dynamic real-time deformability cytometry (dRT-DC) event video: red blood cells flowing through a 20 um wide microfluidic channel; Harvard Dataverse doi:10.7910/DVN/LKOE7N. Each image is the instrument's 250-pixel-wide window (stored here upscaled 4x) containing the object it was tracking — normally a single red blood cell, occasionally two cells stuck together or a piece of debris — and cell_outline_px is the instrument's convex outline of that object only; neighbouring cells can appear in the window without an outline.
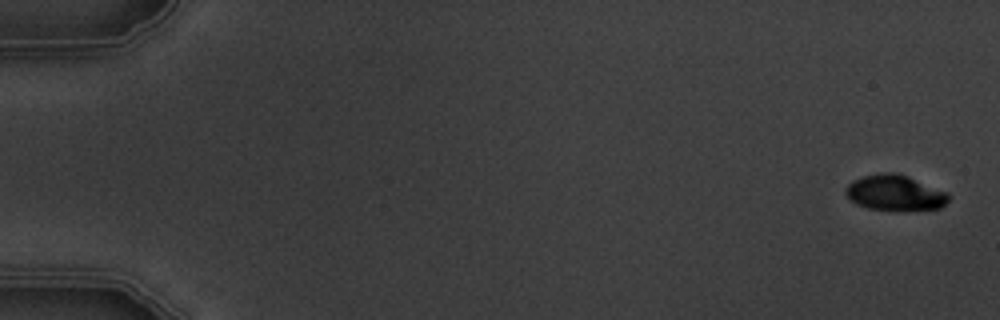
{"species": "common noctule bat (a hibernating species)", "species_latin": "Nyctalus noctula", "temperature_condition": "warm", "stored_images_in_passage": 6, "camera_frame_rate_fps": 3000, "um_per_image_px": 0.085, "animal": {"sex": "male", "body_mass_g": 19.5, "forearm_length_mm": 54.6}, "frame": {"image": 1, "passage_image": 1, "time_ms": 0.0, "image_size_px": [1000, 320], "cell_outline_px": [[952, 196], [940, 208], [896, 212], [868, 208], [856, 204], [848, 200], [844, 192], [844, 188], [852, 180], [864, 176], [884, 172], [892, 172], [908, 176], [948, 192]], "centroid_in_image_um": [76.05, 16.41], "position_along_channel_um": 8.9, "area_um2": 21.91}}
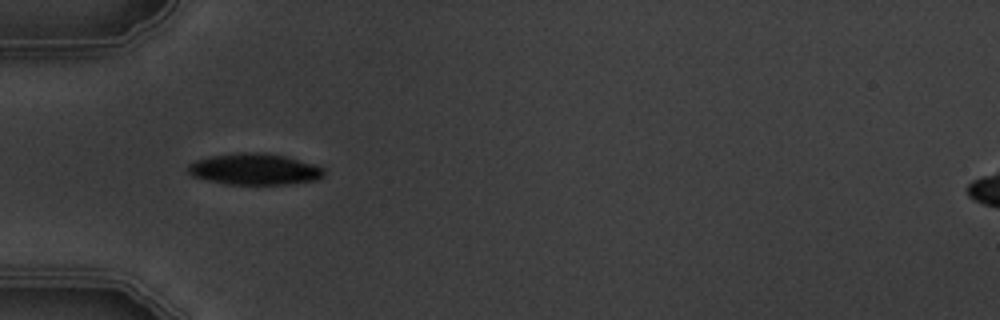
{"frame": {"image": 2, "passage_image": 5, "time_ms": 5.667, "image_size_px": [1000, 320], "cell_outline_px": [[324, 176], [316, 180], [292, 184], [224, 184], [192, 176], [188, 172], [188, 164], [196, 160], [212, 156], [240, 152], [264, 152], [284, 156], [312, 164], [324, 168]], "centroid_in_image_um": [21.63, 14.38], "position_along_channel_um": 63.4, "area_um2": 24.74}}
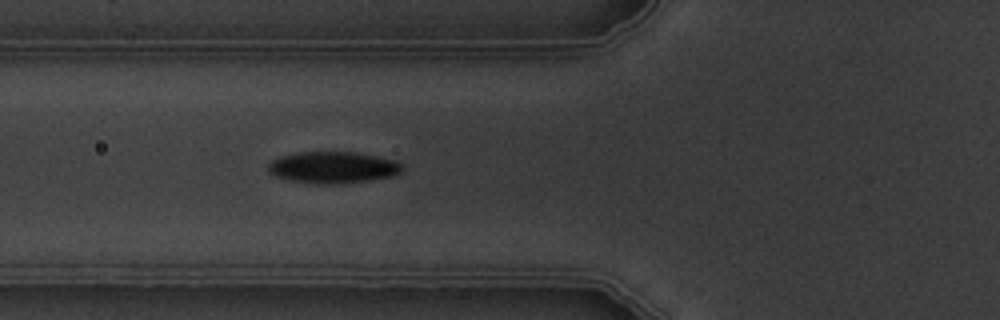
{"frame": {"image": 3, "passage_image": 6, "time_ms": 6.667, "image_size_px": [1000, 320], "cell_outline_px": [[404, 168], [400, 172], [392, 176], [368, 180], [332, 184], [316, 184], [292, 180], [276, 176], [268, 172], [268, 164], [272, 160], [280, 156], [300, 152], [356, 152], [396, 160]], "centroid_in_image_um": [28.29, 14.22], "position_along_channel_um": 97.5, "area_um2": 24.51}}